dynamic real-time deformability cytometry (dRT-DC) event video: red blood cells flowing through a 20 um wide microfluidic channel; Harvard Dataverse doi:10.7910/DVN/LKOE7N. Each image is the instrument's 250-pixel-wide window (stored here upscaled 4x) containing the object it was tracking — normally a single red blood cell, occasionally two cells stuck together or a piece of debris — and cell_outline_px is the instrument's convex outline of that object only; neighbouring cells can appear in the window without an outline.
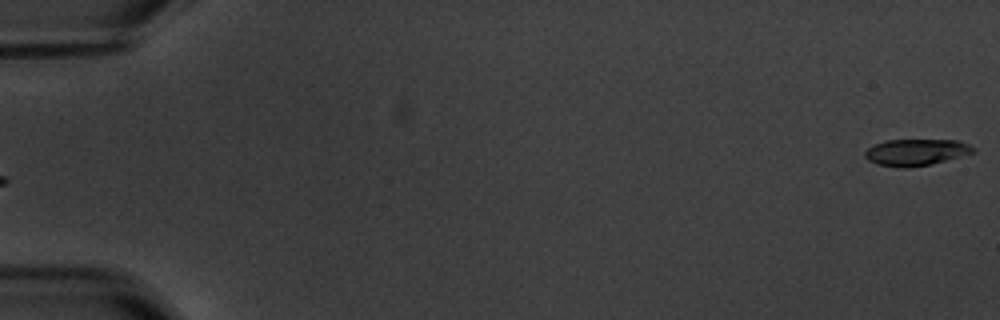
{"species": "common noctule bat (a hibernating species)", "species_latin": "Nyctalus noctula", "temperature_condition": "warm", "stored_images_in_passage": 5, "camera_frame_rate_fps": 3000, "um_per_image_px": 0.085, "animal": {"sex": "male", "body_mass_g": 20.1, "forearm_length_mm": 53.5}, "frame": {"image": 1, "passage_image": 5, "time_ms": 5.667, "image_size_px": [1000, 320], "cell_outline_px": [[976, 152], [932, 164], [908, 168], [904, 168], [876, 164], [868, 160], [864, 156], [864, 152], [868, 148], [876, 144], [888, 140], [956, 140], [968, 144], [976, 148]], "centroid_in_image_um": [77.88, 12.95], "position_along_channel_um": 7.1, "area_um2": 16.76}}